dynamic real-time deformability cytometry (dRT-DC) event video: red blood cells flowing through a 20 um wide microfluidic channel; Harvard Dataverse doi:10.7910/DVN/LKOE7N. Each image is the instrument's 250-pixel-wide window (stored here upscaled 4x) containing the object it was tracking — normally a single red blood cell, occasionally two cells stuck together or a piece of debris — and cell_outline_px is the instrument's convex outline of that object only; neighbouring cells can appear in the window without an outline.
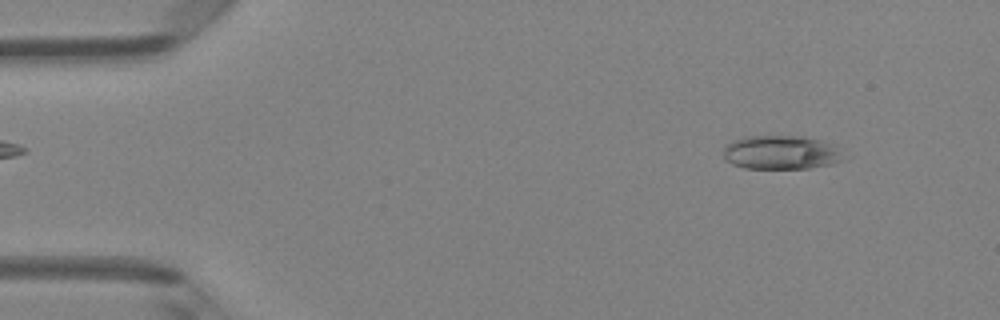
{"species": "Egyptian fruit bat (a non-hibernating species)", "species_latin": "Rousettus aegyptiacus", "temperature_condition": "room temperature", "stored_images_in_passage": 49, "camera_frame_rate_fps": 3000, "um_per_image_px": 0.085, "animal": {"sex": "female"}, "frame": {"image": 1, "passage_image": 5, "time_ms": 1.333, "image_size_px": [1000, 320], "cell_outline_px": [[852, 156], [848, 160], [832, 164], [812, 168], [744, 168], [732, 164], [724, 156], [724, 148], [732, 140], [748, 136], [804, 136], [828, 144]], "centroid_in_image_um": [66.48, 12.97], "position_along_channel_um": 18.5, "area_um2": 23.87}}
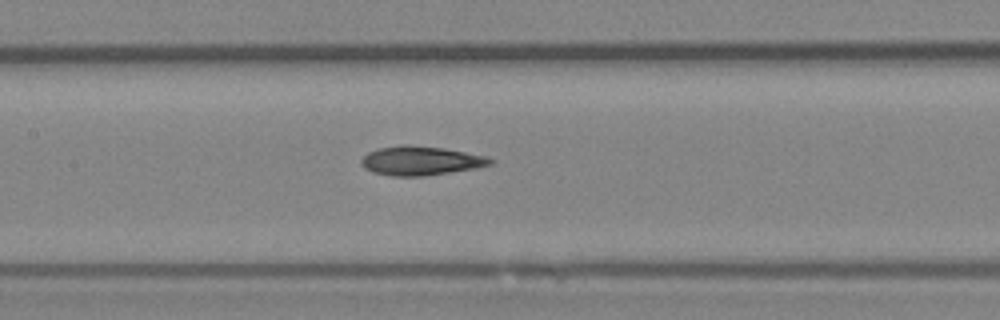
{"frame": {"image": 2, "passage_image": 23, "time_ms": 7.333, "image_size_px": [1000, 320], "cell_outline_px": [[496, 160], [492, 164], [476, 168], [424, 176], [392, 176], [372, 172], [364, 168], [360, 164], [360, 160], [368, 152], [376, 148], [400, 144], [408, 144], [444, 148], [488, 156]], "centroid_in_image_um": [35.75, 13.65], "position_along_channel_um": 171.6, "area_um2": 22.2}}
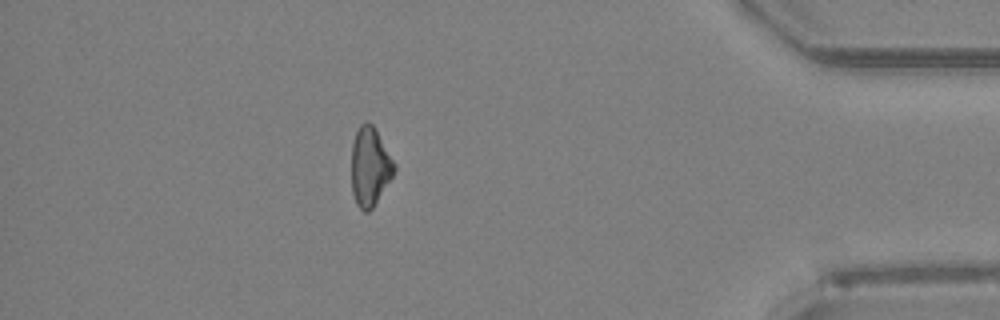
{"frame": {"image": 3, "passage_image": 43, "time_ms": 14.0, "image_size_px": [1000, 320], "cell_outline_px": [[396, 168], [392, 176], [372, 208], [368, 212], [364, 212], [356, 204], [352, 192], [352, 144], [356, 132], [360, 124], [364, 120], [368, 120], [372, 124], [396, 164]], "centroid_in_image_um": [31.43, 14.14], "position_along_channel_um": 403.8, "area_um2": 19.48}, "authors_computed_cell_mechanics": {"area_um2": 21.4438, "velocity_mm_per_s": 4.1169, "shape_relaxation_time_tau1_ms": null, "shape_relaxation_time_tau2_ms": 8.0591, "deformation_change_tau1": null, "deformation_change_tau2": 0.1723}}